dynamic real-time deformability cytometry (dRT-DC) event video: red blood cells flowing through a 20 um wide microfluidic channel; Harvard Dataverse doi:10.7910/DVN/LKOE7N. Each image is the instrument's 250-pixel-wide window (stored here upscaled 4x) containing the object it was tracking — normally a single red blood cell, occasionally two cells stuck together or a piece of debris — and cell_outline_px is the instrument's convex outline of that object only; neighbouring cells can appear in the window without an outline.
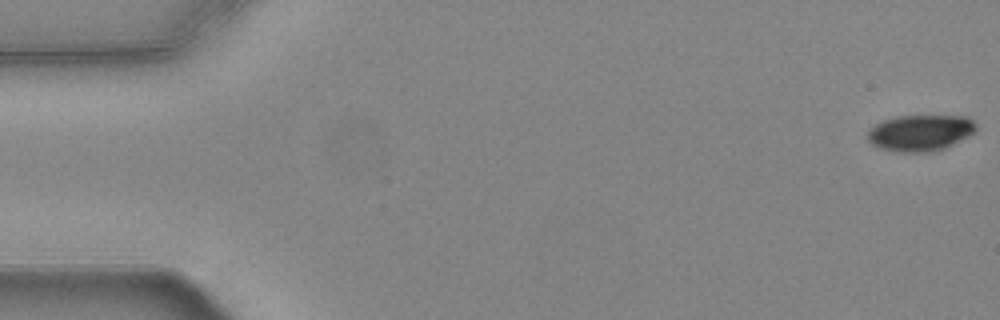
{"species": "common noctule bat (a hibernating species)", "species_latin": "Nyctalus noctula", "temperature_condition": "warm", "stored_images_in_passage": 9, "camera_frame_rate_fps": 3000, "um_per_image_px": 0.085, "animal": {"sex": "female", "body_mass_g": 24.6, "forearm_length_mm": 56.2}, "frame": {"image": 1, "passage_image": 1, "time_ms": 0.0, "image_size_px": [1000, 320], "cell_outline_px": [[976, 128], [968, 136], [944, 148], [932, 152], [896, 152], [880, 148], [872, 144], [868, 140], [868, 128], [884, 120], [896, 116], [968, 116], [976, 124]], "centroid_in_image_um": [78.2, 11.29], "position_along_channel_um": 6.8, "area_um2": 22.83}}